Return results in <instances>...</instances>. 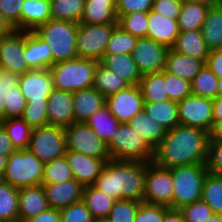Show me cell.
Masks as SVG:
<instances>
[{
  "label": "cell",
  "mask_w": 222,
  "mask_h": 222,
  "mask_svg": "<svg viewBox=\"0 0 222 222\" xmlns=\"http://www.w3.org/2000/svg\"><path fill=\"white\" fill-rule=\"evenodd\" d=\"M209 138L205 130L179 124L154 148L152 161L166 168L206 164Z\"/></svg>",
  "instance_id": "obj_1"
},
{
  "label": "cell",
  "mask_w": 222,
  "mask_h": 222,
  "mask_svg": "<svg viewBox=\"0 0 222 222\" xmlns=\"http://www.w3.org/2000/svg\"><path fill=\"white\" fill-rule=\"evenodd\" d=\"M145 174L146 162L110 159L93 186L115 200L143 202Z\"/></svg>",
  "instance_id": "obj_2"
},
{
  "label": "cell",
  "mask_w": 222,
  "mask_h": 222,
  "mask_svg": "<svg viewBox=\"0 0 222 222\" xmlns=\"http://www.w3.org/2000/svg\"><path fill=\"white\" fill-rule=\"evenodd\" d=\"M98 62L94 59L75 57L54 63L49 68L54 88L73 93L92 87Z\"/></svg>",
  "instance_id": "obj_3"
},
{
  "label": "cell",
  "mask_w": 222,
  "mask_h": 222,
  "mask_svg": "<svg viewBox=\"0 0 222 222\" xmlns=\"http://www.w3.org/2000/svg\"><path fill=\"white\" fill-rule=\"evenodd\" d=\"M173 179L171 209H180L202 197L203 181L209 172L206 164L183 165L170 168Z\"/></svg>",
  "instance_id": "obj_4"
},
{
  "label": "cell",
  "mask_w": 222,
  "mask_h": 222,
  "mask_svg": "<svg viewBox=\"0 0 222 222\" xmlns=\"http://www.w3.org/2000/svg\"><path fill=\"white\" fill-rule=\"evenodd\" d=\"M77 23L50 19L34 30L51 48L52 65L77 57Z\"/></svg>",
  "instance_id": "obj_5"
},
{
  "label": "cell",
  "mask_w": 222,
  "mask_h": 222,
  "mask_svg": "<svg viewBox=\"0 0 222 222\" xmlns=\"http://www.w3.org/2000/svg\"><path fill=\"white\" fill-rule=\"evenodd\" d=\"M44 163L28 148L15 150L8 157L2 180L16 188L41 185Z\"/></svg>",
  "instance_id": "obj_6"
},
{
  "label": "cell",
  "mask_w": 222,
  "mask_h": 222,
  "mask_svg": "<svg viewBox=\"0 0 222 222\" xmlns=\"http://www.w3.org/2000/svg\"><path fill=\"white\" fill-rule=\"evenodd\" d=\"M110 159L151 162L154 149L128 123H121L107 145Z\"/></svg>",
  "instance_id": "obj_7"
},
{
  "label": "cell",
  "mask_w": 222,
  "mask_h": 222,
  "mask_svg": "<svg viewBox=\"0 0 222 222\" xmlns=\"http://www.w3.org/2000/svg\"><path fill=\"white\" fill-rule=\"evenodd\" d=\"M28 149L44 164L64 156V127L47 124L33 128Z\"/></svg>",
  "instance_id": "obj_8"
},
{
  "label": "cell",
  "mask_w": 222,
  "mask_h": 222,
  "mask_svg": "<svg viewBox=\"0 0 222 222\" xmlns=\"http://www.w3.org/2000/svg\"><path fill=\"white\" fill-rule=\"evenodd\" d=\"M116 26L117 24L79 23L76 38L77 57L100 61Z\"/></svg>",
  "instance_id": "obj_9"
},
{
  "label": "cell",
  "mask_w": 222,
  "mask_h": 222,
  "mask_svg": "<svg viewBox=\"0 0 222 222\" xmlns=\"http://www.w3.org/2000/svg\"><path fill=\"white\" fill-rule=\"evenodd\" d=\"M66 150L95 158H110L107 144L85 122H74L64 128Z\"/></svg>",
  "instance_id": "obj_10"
},
{
  "label": "cell",
  "mask_w": 222,
  "mask_h": 222,
  "mask_svg": "<svg viewBox=\"0 0 222 222\" xmlns=\"http://www.w3.org/2000/svg\"><path fill=\"white\" fill-rule=\"evenodd\" d=\"M173 179L170 168L146 162L144 202L169 206L172 203Z\"/></svg>",
  "instance_id": "obj_11"
},
{
  "label": "cell",
  "mask_w": 222,
  "mask_h": 222,
  "mask_svg": "<svg viewBox=\"0 0 222 222\" xmlns=\"http://www.w3.org/2000/svg\"><path fill=\"white\" fill-rule=\"evenodd\" d=\"M213 99L190 95L178 102L179 123L211 134L214 128Z\"/></svg>",
  "instance_id": "obj_12"
},
{
  "label": "cell",
  "mask_w": 222,
  "mask_h": 222,
  "mask_svg": "<svg viewBox=\"0 0 222 222\" xmlns=\"http://www.w3.org/2000/svg\"><path fill=\"white\" fill-rule=\"evenodd\" d=\"M169 48L154 40L138 38L136 46L131 53L141 75L165 70L166 55Z\"/></svg>",
  "instance_id": "obj_13"
},
{
  "label": "cell",
  "mask_w": 222,
  "mask_h": 222,
  "mask_svg": "<svg viewBox=\"0 0 222 222\" xmlns=\"http://www.w3.org/2000/svg\"><path fill=\"white\" fill-rule=\"evenodd\" d=\"M109 111L120 123H128L144 108V100L138 85H130L106 97Z\"/></svg>",
  "instance_id": "obj_14"
},
{
  "label": "cell",
  "mask_w": 222,
  "mask_h": 222,
  "mask_svg": "<svg viewBox=\"0 0 222 222\" xmlns=\"http://www.w3.org/2000/svg\"><path fill=\"white\" fill-rule=\"evenodd\" d=\"M25 31L16 30L12 35L0 38V69L22 75L29 71L24 60Z\"/></svg>",
  "instance_id": "obj_15"
},
{
  "label": "cell",
  "mask_w": 222,
  "mask_h": 222,
  "mask_svg": "<svg viewBox=\"0 0 222 222\" xmlns=\"http://www.w3.org/2000/svg\"><path fill=\"white\" fill-rule=\"evenodd\" d=\"M18 86L26 102H48L54 89L49 69L29 70L19 75Z\"/></svg>",
  "instance_id": "obj_16"
},
{
  "label": "cell",
  "mask_w": 222,
  "mask_h": 222,
  "mask_svg": "<svg viewBox=\"0 0 222 222\" xmlns=\"http://www.w3.org/2000/svg\"><path fill=\"white\" fill-rule=\"evenodd\" d=\"M68 161L74 179L83 186L93 185L110 158H95L76 151L66 150Z\"/></svg>",
  "instance_id": "obj_17"
},
{
  "label": "cell",
  "mask_w": 222,
  "mask_h": 222,
  "mask_svg": "<svg viewBox=\"0 0 222 222\" xmlns=\"http://www.w3.org/2000/svg\"><path fill=\"white\" fill-rule=\"evenodd\" d=\"M48 125L66 127L75 122L73 93L53 89L47 103Z\"/></svg>",
  "instance_id": "obj_18"
},
{
  "label": "cell",
  "mask_w": 222,
  "mask_h": 222,
  "mask_svg": "<svg viewBox=\"0 0 222 222\" xmlns=\"http://www.w3.org/2000/svg\"><path fill=\"white\" fill-rule=\"evenodd\" d=\"M41 185L50 208L61 210L70 204L82 201L84 186L75 179L63 183Z\"/></svg>",
  "instance_id": "obj_19"
},
{
  "label": "cell",
  "mask_w": 222,
  "mask_h": 222,
  "mask_svg": "<svg viewBox=\"0 0 222 222\" xmlns=\"http://www.w3.org/2000/svg\"><path fill=\"white\" fill-rule=\"evenodd\" d=\"M23 57L29 70L49 69L52 66L51 48L35 31H25Z\"/></svg>",
  "instance_id": "obj_20"
},
{
  "label": "cell",
  "mask_w": 222,
  "mask_h": 222,
  "mask_svg": "<svg viewBox=\"0 0 222 222\" xmlns=\"http://www.w3.org/2000/svg\"><path fill=\"white\" fill-rule=\"evenodd\" d=\"M147 38L171 49L180 33L178 20L163 17L160 13L148 12Z\"/></svg>",
  "instance_id": "obj_21"
},
{
  "label": "cell",
  "mask_w": 222,
  "mask_h": 222,
  "mask_svg": "<svg viewBox=\"0 0 222 222\" xmlns=\"http://www.w3.org/2000/svg\"><path fill=\"white\" fill-rule=\"evenodd\" d=\"M49 208L42 185L19 188V222L32 218Z\"/></svg>",
  "instance_id": "obj_22"
},
{
  "label": "cell",
  "mask_w": 222,
  "mask_h": 222,
  "mask_svg": "<svg viewBox=\"0 0 222 222\" xmlns=\"http://www.w3.org/2000/svg\"><path fill=\"white\" fill-rule=\"evenodd\" d=\"M106 98L93 87L73 92L75 122H86L96 111L104 107Z\"/></svg>",
  "instance_id": "obj_23"
},
{
  "label": "cell",
  "mask_w": 222,
  "mask_h": 222,
  "mask_svg": "<svg viewBox=\"0 0 222 222\" xmlns=\"http://www.w3.org/2000/svg\"><path fill=\"white\" fill-rule=\"evenodd\" d=\"M204 65L205 62L202 60L169 49L166 55L165 71L192 82Z\"/></svg>",
  "instance_id": "obj_24"
},
{
  "label": "cell",
  "mask_w": 222,
  "mask_h": 222,
  "mask_svg": "<svg viewBox=\"0 0 222 222\" xmlns=\"http://www.w3.org/2000/svg\"><path fill=\"white\" fill-rule=\"evenodd\" d=\"M81 24H117L115 0H86Z\"/></svg>",
  "instance_id": "obj_25"
},
{
  "label": "cell",
  "mask_w": 222,
  "mask_h": 222,
  "mask_svg": "<svg viewBox=\"0 0 222 222\" xmlns=\"http://www.w3.org/2000/svg\"><path fill=\"white\" fill-rule=\"evenodd\" d=\"M171 49L182 55L202 60L205 63L210 52L201 30L180 32Z\"/></svg>",
  "instance_id": "obj_26"
},
{
  "label": "cell",
  "mask_w": 222,
  "mask_h": 222,
  "mask_svg": "<svg viewBox=\"0 0 222 222\" xmlns=\"http://www.w3.org/2000/svg\"><path fill=\"white\" fill-rule=\"evenodd\" d=\"M51 19L50 1L24 0L21 11V30L34 31Z\"/></svg>",
  "instance_id": "obj_27"
},
{
  "label": "cell",
  "mask_w": 222,
  "mask_h": 222,
  "mask_svg": "<svg viewBox=\"0 0 222 222\" xmlns=\"http://www.w3.org/2000/svg\"><path fill=\"white\" fill-rule=\"evenodd\" d=\"M100 62L113 70L130 85L139 84L142 75L138 71L131 54L104 55Z\"/></svg>",
  "instance_id": "obj_28"
},
{
  "label": "cell",
  "mask_w": 222,
  "mask_h": 222,
  "mask_svg": "<svg viewBox=\"0 0 222 222\" xmlns=\"http://www.w3.org/2000/svg\"><path fill=\"white\" fill-rule=\"evenodd\" d=\"M128 124L137 131L147 143L154 149L166 134V129L157 121L153 120L145 110L135 115Z\"/></svg>",
  "instance_id": "obj_29"
},
{
  "label": "cell",
  "mask_w": 222,
  "mask_h": 222,
  "mask_svg": "<svg viewBox=\"0 0 222 222\" xmlns=\"http://www.w3.org/2000/svg\"><path fill=\"white\" fill-rule=\"evenodd\" d=\"M82 201L94 220H105L116 200L93 185H88L84 186Z\"/></svg>",
  "instance_id": "obj_30"
},
{
  "label": "cell",
  "mask_w": 222,
  "mask_h": 222,
  "mask_svg": "<svg viewBox=\"0 0 222 222\" xmlns=\"http://www.w3.org/2000/svg\"><path fill=\"white\" fill-rule=\"evenodd\" d=\"M145 112L159 122L166 131L179 125L178 102L166 100L162 102H144Z\"/></svg>",
  "instance_id": "obj_31"
},
{
  "label": "cell",
  "mask_w": 222,
  "mask_h": 222,
  "mask_svg": "<svg viewBox=\"0 0 222 222\" xmlns=\"http://www.w3.org/2000/svg\"><path fill=\"white\" fill-rule=\"evenodd\" d=\"M210 6L185 0L178 17L180 32L201 30Z\"/></svg>",
  "instance_id": "obj_32"
},
{
  "label": "cell",
  "mask_w": 222,
  "mask_h": 222,
  "mask_svg": "<svg viewBox=\"0 0 222 222\" xmlns=\"http://www.w3.org/2000/svg\"><path fill=\"white\" fill-rule=\"evenodd\" d=\"M128 86H130V84L123 78L110 68L104 66L100 61L98 62L94 73L92 87L100 94L106 98L122 89L127 88Z\"/></svg>",
  "instance_id": "obj_33"
},
{
  "label": "cell",
  "mask_w": 222,
  "mask_h": 222,
  "mask_svg": "<svg viewBox=\"0 0 222 222\" xmlns=\"http://www.w3.org/2000/svg\"><path fill=\"white\" fill-rule=\"evenodd\" d=\"M85 123L107 145L116 135L118 127L121 124L106 105L90 116Z\"/></svg>",
  "instance_id": "obj_34"
},
{
  "label": "cell",
  "mask_w": 222,
  "mask_h": 222,
  "mask_svg": "<svg viewBox=\"0 0 222 222\" xmlns=\"http://www.w3.org/2000/svg\"><path fill=\"white\" fill-rule=\"evenodd\" d=\"M144 102H162L169 100L164 81V70L145 74L138 84Z\"/></svg>",
  "instance_id": "obj_35"
},
{
  "label": "cell",
  "mask_w": 222,
  "mask_h": 222,
  "mask_svg": "<svg viewBox=\"0 0 222 222\" xmlns=\"http://www.w3.org/2000/svg\"><path fill=\"white\" fill-rule=\"evenodd\" d=\"M201 31L210 51L222 46V11L216 4L210 6Z\"/></svg>",
  "instance_id": "obj_36"
},
{
  "label": "cell",
  "mask_w": 222,
  "mask_h": 222,
  "mask_svg": "<svg viewBox=\"0 0 222 222\" xmlns=\"http://www.w3.org/2000/svg\"><path fill=\"white\" fill-rule=\"evenodd\" d=\"M19 189L0 181V222H19Z\"/></svg>",
  "instance_id": "obj_37"
},
{
  "label": "cell",
  "mask_w": 222,
  "mask_h": 222,
  "mask_svg": "<svg viewBox=\"0 0 222 222\" xmlns=\"http://www.w3.org/2000/svg\"><path fill=\"white\" fill-rule=\"evenodd\" d=\"M86 0H51V19L66 20L79 24Z\"/></svg>",
  "instance_id": "obj_38"
},
{
  "label": "cell",
  "mask_w": 222,
  "mask_h": 222,
  "mask_svg": "<svg viewBox=\"0 0 222 222\" xmlns=\"http://www.w3.org/2000/svg\"><path fill=\"white\" fill-rule=\"evenodd\" d=\"M8 133L15 150L27 149L33 128L21 117L7 118L0 122Z\"/></svg>",
  "instance_id": "obj_39"
},
{
  "label": "cell",
  "mask_w": 222,
  "mask_h": 222,
  "mask_svg": "<svg viewBox=\"0 0 222 222\" xmlns=\"http://www.w3.org/2000/svg\"><path fill=\"white\" fill-rule=\"evenodd\" d=\"M201 199L211 207L213 213L222 215V176L207 173Z\"/></svg>",
  "instance_id": "obj_40"
},
{
  "label": "cell",
  "mask_w": 222,
  "mask_h": 222,
  "mask_svg": "<svg viewBox=\"0 0 222 222\" xmlns=\"http://www.w3.org/2000/svg\"><path fill=\"white\" fill-rule=\"evenodd\" d=\"M192 95L215 99L217 97L218 77L206 66L191 82Z\"/></svg>",
  "instance_id": "obj_41"
},
{
  "label": "cell",
  "mask_w": 222,
  "mask_h": 222,
  "mask_svg": "<svg viewBox=\"0 0 222 222\" xmlns=\"http://www.w3.org/2000/svg\"><path fill=\"white\" fill-rule=\"evenodd\" d=\"M72 179L74 177L65 155L44 164L41 184H57Z\"/></svg>",
  "instance_id": "obj_42"
},
{
  "label": "cell",
  "mask_w": 222,
  "mask_h": 222,
  "mask_svg": "<svg viewBox=\"0 0 222 222\" xmlns=\"http://www.w3.org/2000/svg\"><path fill=\"white\" fill-rule=\"evenodd\" d=\"M137 39L138 37L127 33L117 25L111 33L104 55L131 54L136 46Z\"/></svg>",
  "instance_id": "obj_43"
},
{
  "label": "cell",
  "mask_w": 222,
  "mask_h": 222,
  "mask_svg": "<svg viewBox=\"0 0 222 222\" xmlns=\"http://www.w3.org/2000/svg\"><path fill=\"white\" fill-rule=\"evenodd\" d=\"M117 25L127 33L138 38L147 37L148 12H136L121 15L117 18Z\"/></svg>",
  "instance_id": "obj_44"
},
{
  "label": "cell",
  "mask_w": 222,
  "mask_h": 222,
  "mask_svg": "<svg viewBox=\"0 0 222 222\" xmlns=\"http://www.w3.org/2000/svg\"><path fill=\"white\" fill-rule=\"evenodd\" d=\"M141 202L130 199L116 200L106 217V222H134Z\"/></svg>",
  "instance_id": "obj_45"
},
{
  "label": "cell",
  "mask_w": 222,
  "mask_h": 222,
  "mask_svg": "<svg viewBox=\"0 0 222 222\" xmlns=\"http://www.w3.org/2000/svg\"><path fill=\"white\" fill-rule=\"evenodd\" d=\"M164 81L166 83V92L169 100L179 102L192 95L191 82L176 75L170 74L165 70Z\"/></svg>",
  "instance_id": "obj_46"
},
{
  "label": "cell",
  "mask_w": 222,
  "mask_h": 222,
  "mask_svg": "<svg viewBox=\"0 0 222 222\" xmlns=\"http://www.w3.org/2000/svg\"><path fill=\"white\" fill-rule=\"evenodd\" d=\"M4 119L21 117L26 106V100L21 93L19 86H12V89L5 92Z\"/></svg>",
  "instance_id": "obj_47"
},
{
  "label": "cell",
  "mask_w": 222,
  "mask_h": 222,
  "mask_svg": "<svg viewBox=\"0 0 222 222\" xmlns=\"http://www.w3.org/2000/svg\"><path fill=\"white\" fill-rule=\"evenodd\" d=\"M47 103L48 102H26L21 118L32 128L47 125Z\"/></svg>",
  "instance_id": "obj_48"
},
{
  "label": "cell",
  "mask_w": 222,
  "mask_h": 222,
  "mask_svg": "<svg viewBox=\"0 0 222 222\" xmlns=\"http://www.w3.org/2000/svg\"><path fill=\"white\" fill-rule=\"evenodd\" d=\"M179 211L184 222H203L213 214L211 207L202 199L181 207Z\"/></svg>",
  "instance_id": "obj_49"
},
{
  "label": "cell",
  "mask_w": 222,
  "mask_h": 222,
  "mask_svg": "<svg viewBox=\"0 0 222 222\" xmlns=\"http://www.w3.org/2000/svg\"><path fill=\"white\" fill-rule=\"evenodd\" d=\"M60 211L61 222H93L94 219L83 201L70 204Z\"/></svg>",
  "instance_id": "obj_50"
},
{
  "label": "cell",
  "mask_w": 222,
  "mask_h": 222,
  "mask_svg": "<svg viewBox=\"0 0 222 222\" xmlns=\"http://www.w3.org/2000/svg\"><path fill=\"white\" fill-rule=\"evenodd\" d=\"M168 206L141 202L134 222H161Z\"/></svg>",
  "instance_id": "obj_51"
},
{
  "label": "cell",
  "mask_w": 222,
  "mask_h": 222,
  "mask_svg": "<svg viewBox=\"0 0 222 222\" xmlns=\"http://www.w3.org/2000/svg\"><path fill=\"white\" fill-rule=\"evenodd\" d=\"M24 0H0V13L16 30H21V11Z\"/></svg>",
  "instance_id": "obj_52"
},
{
  "label": "cell",
  "mask_w": 222,
  "mask_h": 222,
  "mask_svg": "<svg viewBox=\"0 0 222 222\" xmlns=\"http://www.w3.org/2000/svg\"><path fill=\"white\" fill-rule=\"evenodd\" d=\"M206 167L209 172L222 176V140H209Z\"/></svg>",
  "instance_id": "obj_53"
},
{
  "label": "cell",
  "mask_w": 222,
  "mask_h": 222,
  "mask_svg": "<svg viewBox=\"0 0 222 222\" xmlns=\"http://www.w3.org/2000/svg\"><path fill=\"white\" fill-rule=\"evenodd\" d=\"M154 0H117V18L121 15L133 14L136 12H149L152 9Z\"/></svg>",
  "instance_id": "obj_54"
},
{
  "label": "cell",
  "mask_w": 222,
  "mask_h": 222,
  "mask_svg": "<svg viewBox=\"0 0 222 222\" xmlns=\"http://www.w3.org/2000/svg\"><path fill=\"white\" fill-rule=\"evenodd\" d=\"M183 2L172 0H154L152 11L160 13L163 17L178 20Z\"/></svg>",
  "instance_id": "obj_55"
},
{
  "label": "cell",
  "mask_w": 222,
  "mask_h": 222,
  "mask_svg": "<svg viewBox=\"0 0 222 222\" xmlns=\"http://www.w3.org/2000/svg\"><path fill=\"white\" fill-rule=\"evenodd\" d=\"M19 75L0 69V122L4 120V101L5 92L12 89V86H18Z\"/></svg>",
  "instance_id": "obj_56"
},
{
  "label": "cell",
  "mask_w": 222,
  "mask_h": 222,
  "mask_svg": "<svg viewBox=\"0 0 222 222\" xmlns=\"http://www.w3.org/2000/svg\"><path fill=\"white\" fill-rule=\"evenodd\" d=\"M22 222H61L60 211L49 207L47 210Z\"/></svg>",
  "instance_id": "obj_57"
},
{
  "label": "cell",
  "mask_w": 222,
  "mask_h": 222,
  "mask_svg": "<svg viewBox=\"0 0 222 222\" xmlns=\"http://www.w3.org/2000/svg\"><path fill=\"white\" fill-rule=\"evenodd\" d=\"M205 65L218 78H222V58H219V52L216 49L209 52Z\"/></svg>",
  "instance_id": "obj_58"
},
{
  "label": "cell",
  "mask_w": 222,
  "mask_h": 222,
  "mask_svg": "<svg viewBox=\"0 0 222 222\" xmlns=\"http://www.w3.org/2000/svg\"><path fill=\"white\" fill-rule=\"evenodd\" d=\"M15 148L8 137V133L4 126L0 123V154L8 157Z\"/></svg>",
  "instance_id": "obj_59"
},
{
  "label": "cell",
  "mask_w": 222,
  "mask_h": 222,
  "mask_svg": "<svg viewBox=\"0 0 222 222\" xmlns=\"http://www.w3.org/2000/svg\"><path fill=\"white\" fill-rule=\"evenodd\" d=\"M16 28L0 13V38L12 35Z\"/></svg>",
  "instance_id": "obj_60"
},
{
  "label": "cell",
  "mask_w": 222,
  "mask_h": 222,
  "mask_svg": "<svg viewBox=\"0 0 222 222\" xmlns=\"http://www.w3.org/2000/svg\"><path fill=\"white\" fill-rule=\"evenodd\" d=\"M161 222H184L183 217L179 209L169 208L162 218Z\"/></svg>",
  "instance_id": "obj_61"
},
{
  "label": "cell",
  "mask_w": 222,
  "mask_h": 222,
  "mask_svg": "<svg viewBox=\"0 0 222 222\" xmlns=\"http://www.w3.org/2000/svg\"><path fill=\"white\" fill-rule=\"evenodd\" d=\"M213 120L214 126L222 121V97L213 99Z\"/></svg>",
  "instance_id": "obj_62"
},
{
  "label": "cell",
  "mask_w": 222,
  "mask_h": 222,
  "mask_svg": "<svg viewBox=\"0 0 222 222\" xmlns=\"http://www.w3.org/2000/svg\"><path fill=\"white\" fill-rule=\"evenodd\" d=\"M209 140H222V121L214 126Z\"/></svg>",
  "instance_id": "obj_63"
},
{
  "label": "cell",
  "mask_w": 222,
  "mask_h": 222,
  "mask_svg": "<svg viewBox=\"0 0 222 222\" xmlns=\"http://www.w3.org/2000/svg\"><path fill=\"white\" fill-rule=\"evenodd\" d=\"M203 222H222V215L213 213L209 218Z\"/></svg>",
  "instance_id": "obj_64"
},
{
  "label": "cell",
  "mask_w": 222,
  "mask_h": 222,
  "mask_svg": "<svg viewBox=\"0 0 222 222\" xmlns=\"http://www.w3.org/2000/svg\"><path fill=\"white\" fill-rule=\"evenodd\" d=\"M6 161H7V157L0 154V176L1 177L5 170Z\"/></svg>",
  "instance_id": "obj_65"
},
{
  "label": "cell",
  "mask_w": 222,
  "mask_h": 222,
  "mask_svg": "<svg viewBox=\"0 0 222 222\" xmlns=\"http://www.w3.org/2000/svg\"><path fill=\"white\" fill-rule=\"evenodd\" d=\"M187 1L207 4V5H214L216 3V0H187Z\"/></svg>",
  "instance_id": "obj_66"
},
{
  "label": "cell",
  "mask_w": 222,
  "mask_h": 222,
  "mask_svg": "<svg viewBox=\"0 0 222 222\" xmlns=\"http://www.w3.org/2000/svg\"><path fill=\"white\" fill-rule=\"evenodd\" d=\"M217 97H222V78H218Z\"/></svg>",
  "instance_id": "obj_67"
},
{
  "label": "cell",
  "mask_w": 222,
  "mask_h": 222,
  "mask_svg": "<svg viewBox=\"0 0 222 222\" xmlns=\"http://www.w3.org/2000/svg\"><path fill=\"white\" fill-rule=\"evenodd\" d=\"M218 8L222 11V0H216V3H215Z\"/></svg>",
  "instance_id": "obj_68"
},
{
  "label": "cell",
  "mask_w": 222,
  "mask_h": 222,
  "mask_svg": "<svg viewBox=\"0 0 222 222\" xmlns=\"http://www.w3.org/2000/svg\"><path fill=\"white\" fill-rule=\"evenodd\" d=\"M219 52V58H222V46L216 49Z\"/></svg>",
  "instance_id": "obj_69"
},
{
  "label": "cell",
  "mask_w": 222,
  "mask_h": 222,
  "mask_svg": "<svg viewBox=\"0 0 222 222\" xmlns=\"http://www.w3.org/2000/svg\"><path fill=\"white\" fill-rule=\"evenodd\" d=\"M93 222H106L105 220H94Z\"/></svg>",
  "instance_id": "obj_70"
},
{
  "label": "cell",
  "mask_w": 222,
  "mask_h": 222,
  "mask_svg": "<svg viewBox=\"0 0 222 222\" xmlns=\"http://www.w3.org/2000/svg\"><path fill=\"white\" fill-rule=\"evenodd\" d=\"M172 1H175V2H184L185 0H172Z\"/></svg>",
  "instance_id": "obj_71"
}]
</instances>
